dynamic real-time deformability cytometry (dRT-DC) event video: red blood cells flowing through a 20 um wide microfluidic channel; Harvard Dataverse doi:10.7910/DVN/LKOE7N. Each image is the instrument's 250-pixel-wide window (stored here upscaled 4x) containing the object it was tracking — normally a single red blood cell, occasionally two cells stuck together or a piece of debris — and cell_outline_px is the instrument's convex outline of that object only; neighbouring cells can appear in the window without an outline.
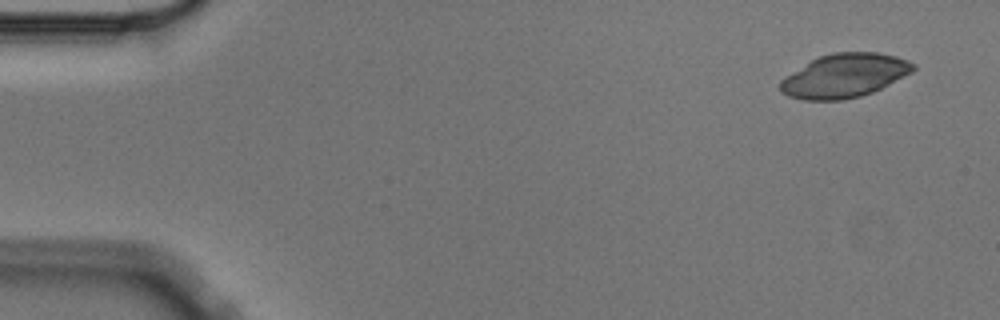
{"species": "Egyptian fruit bat (a non-hibernating species)", "species_latin": "Rousettus aegyptiacus", "temperature_condition": "cold", "stored_images_in_passage": 5, "camera_frame_rate_fps": 3000, "um_per_image_px": 0.085, "animal": {"sex": "male"}, "frame": {"image": 1, "passage_image": 1, "time_ms": 0.0, "image_size_px": [1000, 320], "cell_outline_px": [[916, 68], [912, 72], [872, 92], [860, 96], [840, 100], [804, 100], [788, 96], [780, 92], [780, 80], [784, 76], [812, 60], [820, 56], [832, 52], [880, 52], [896, 56], [908, 60], [916, 64]], "centroid_in_image_um": [71.77, 6.42], "position_along_channel_um": 13.2, "area_um2": 33.87}}